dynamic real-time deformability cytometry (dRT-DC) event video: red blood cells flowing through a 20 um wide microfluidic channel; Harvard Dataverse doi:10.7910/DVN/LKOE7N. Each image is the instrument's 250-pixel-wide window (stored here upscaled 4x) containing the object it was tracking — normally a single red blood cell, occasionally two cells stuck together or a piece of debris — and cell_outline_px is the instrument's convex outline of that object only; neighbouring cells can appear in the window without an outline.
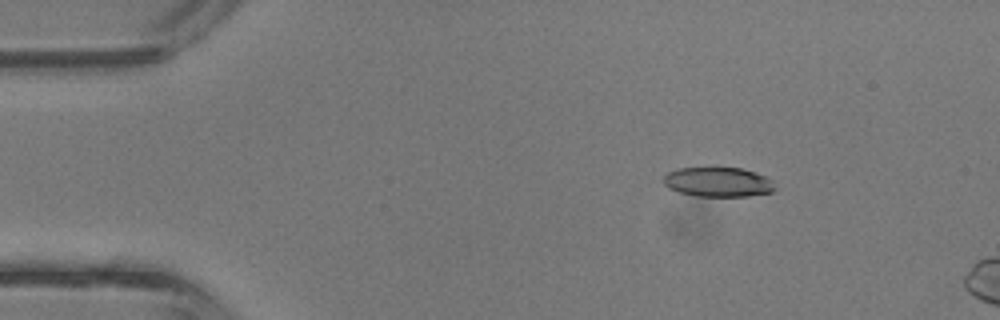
{"species": "common noctule bat (a hibernating species)", "species_latin": "Nyctalus noctula", "temperature_condition": "room temperature", "stored_images_in_passage": 43, "camera_frame_rate_fps": 3000, "um_per_image_px": 0.085, "animal": {"sex": "male", "body_mass_g": 13.3}, "frame": {"image": 1, "passage_image": 7, "time_ms": 2.0, "image_size_px": [1000, 320], "cell_outline_px": [[776, 188], [772, 192], [748, 196], [696, 196], [680, 192], [668, 188], [664, 184], [664, 176], [668, 172], [676, 168], [740, 168], [756, 172], [772, 180]], "centroid_in_image_um": [61.04, 15.47], "position_along_channel_um": 24.0, "area_um2": 19.19}}
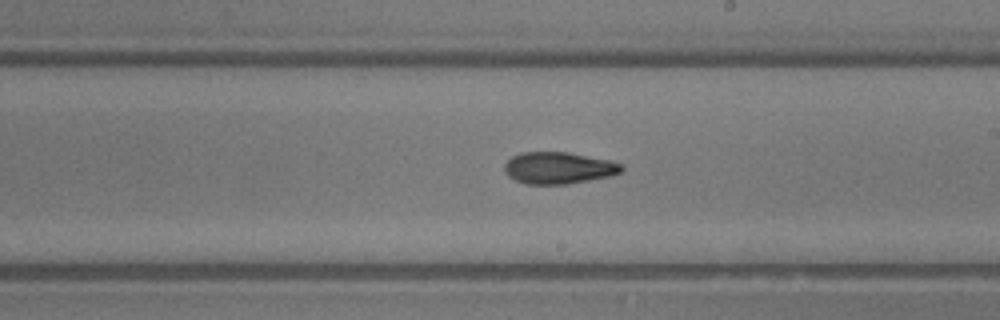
{"frame": {"image": 2, "passage_image": 25, "time_ms": 8.0, "image_size_px": [1000, 320], "cell_outline_px": [[624, 168], [620, 172], [612, 176], [568, 184], [524, 184], [508, 176], [504, 172], [504, 164], [512, 156], [520, 152], [568, 152], [608, 160], [620, 164]], "centroid_in_image_um": [47.44, 14.28], "position_along_channel_um": 241.6, "area_um2": 21.73}}
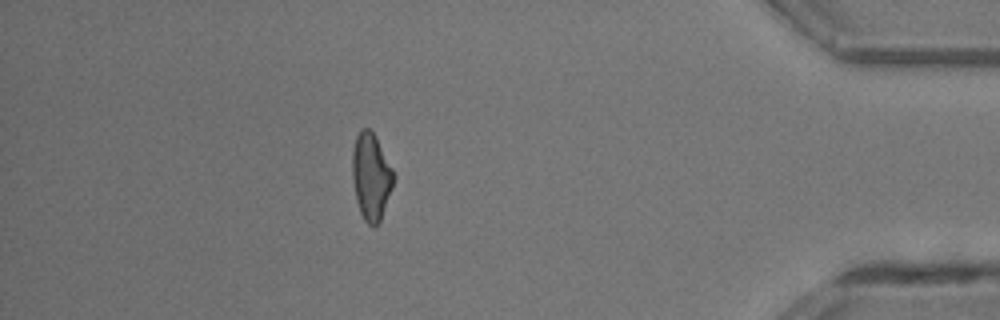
{"frame": {"image": 3, "passage_image": 38, "time_ms": 12.333, "image_size_px": [1000, 320], "cell_outline_px": [[396, 176], [392, 188], [380, 220], [376, 224], [368, 224], [364, 220], [360, 212], [356, 200], [352, 180], [352, 152], [356, 136], [360, 128], [368, 128], [376, 136]], "centroid_in_image_um": [31.53, 14.97], "position_along_channel_um": 403.7, "area_um2": 20.87}, "authors_computed_cell_mechanics": {"area_um2": 20.9236, "velocity_mm_per_s": 4.8517, "shape_relaxation_time_tau1_ms": 4.6645, "shape_relaxation_time_tau2_ms": 3.5017, "deformation_change_tau1": 0.1474, "deformation_change_tau2": 0.1205}}